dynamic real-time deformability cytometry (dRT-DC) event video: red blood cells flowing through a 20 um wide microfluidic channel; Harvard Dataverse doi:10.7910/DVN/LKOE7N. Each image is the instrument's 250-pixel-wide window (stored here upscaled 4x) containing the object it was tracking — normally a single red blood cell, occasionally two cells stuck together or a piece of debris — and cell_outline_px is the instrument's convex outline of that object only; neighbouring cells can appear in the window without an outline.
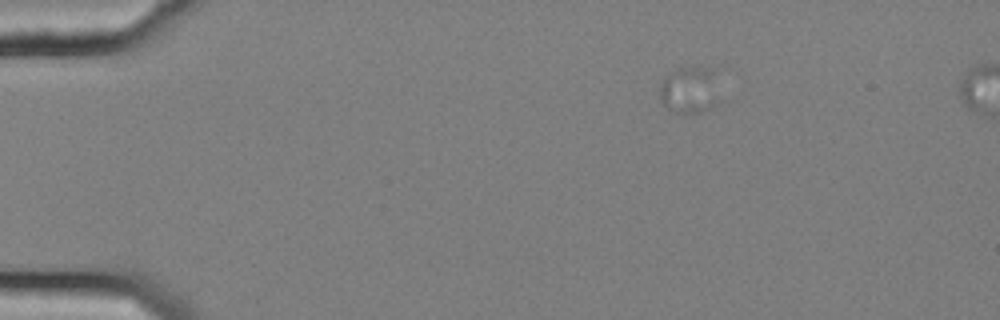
{"species": "common noctule bat (a hibernating species)", "species_latin": "Nyctalus noctula", "temperature_condition": "cold", "stored_images_in_passage": 56, "segment_of_instrument_passage": [1, 2], "camera_frame_rate_fps": 3000, "um_per_image_px": 0.085, "animal": {"sex": "female", "body_mass_g": 25.1}, "frame": {"image": 1, "passage_image": 9, "time_ms": 2.667, "image_size_px": [1000, 320], "cell_outline_px": [[720, 100], [716, 104], [700, 112], [676, 112], [668, 108], [660, 100], [660, 84], [664, 76], [668, 72], [676, 68], [712, 68]], "centroid_in_image_um": [58.59, 7.64], "position_along_channel_um": 26.4, "area_um2": 16.18}}
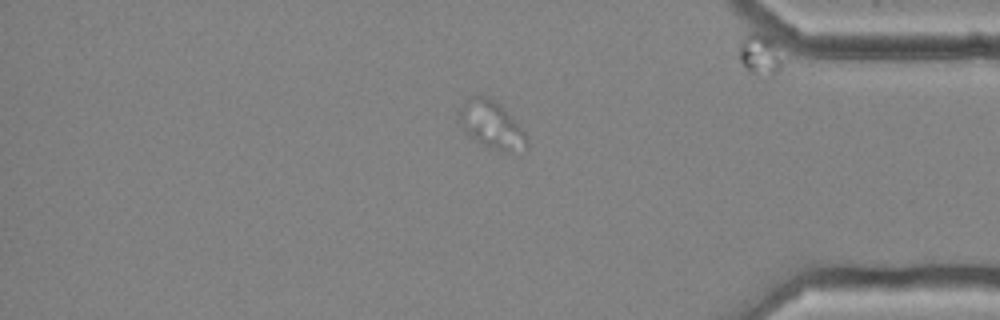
{"frame": {"image": 2, "passage_image": 48, "time_ms": 15.667, "image_size_px": [1000, 320], "cell_outline_px": [[528, 148], [508, 152], [500, 152], [476, 140], [464, 128], [456, 112], [472, 96], [488, 96], [500, 104], [512, 116], [528, 136]], "centroid_in_image_um": [41.84, 10.61], "position_along_channel_um": 393.4, "area_um2": 18.44}}